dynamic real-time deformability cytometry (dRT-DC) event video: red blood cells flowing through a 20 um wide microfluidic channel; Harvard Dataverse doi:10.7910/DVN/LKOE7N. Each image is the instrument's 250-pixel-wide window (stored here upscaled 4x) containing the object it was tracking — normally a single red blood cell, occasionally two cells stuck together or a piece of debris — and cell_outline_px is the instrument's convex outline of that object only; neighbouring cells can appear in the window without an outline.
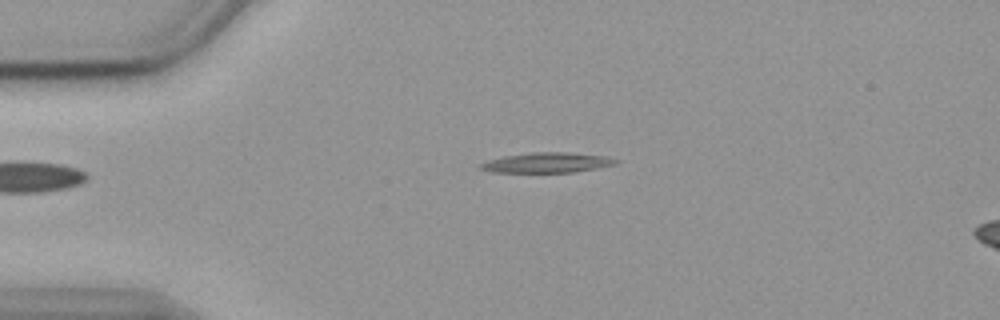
{"species": "common noctule bat (a hibernating species)", "species_latin": "Nyctalus noctula", "temperature_condition": "cold", "stored_images_in_passage": 41, "camera_frame_rate_fps": 3000, "um_per_image_px": 0.085, "animal": {"sex": "female", "body_mass_g": 19.9}, "frame": {"image": 1, "passage_image": 1, "time_ms": 0.0, "image_size_px": [1000, 320], "cell_outline_px": [[620, 160], [616, 164], [596, 168], [572, 172], [492, 172], [480, 168], [480, 164], [492, 160], [508, 156], [536, 152], [560, 152], [600, 156]], "centroid_in_image_um": [46.52, 13.84], "position_along_channel_um": 38.5, "area_um2": 15.14}}
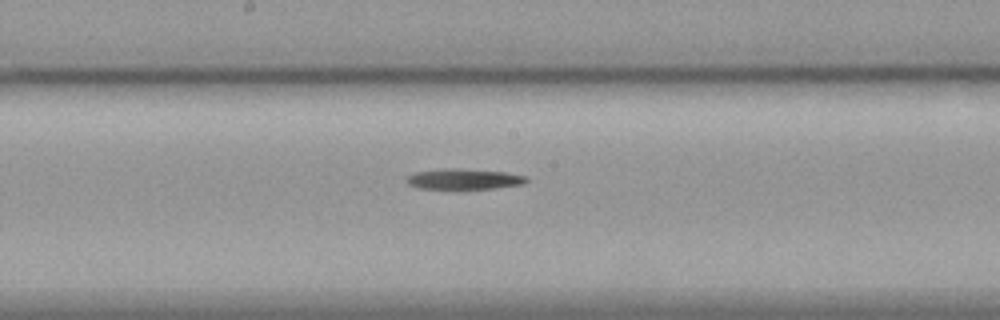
{"frame": {"image": 2, "passage_image": 18, "time_ms": 5.667, "image_size_px": [1000, 320], "cell_outline_px": [[528, 180], [524, 184], [492, 188], [420, 188], [408, 184], [404, 180], [408, 176], [416, 172], [444, 168], [460, 168], [504, 172], [524, 176]], "centroid_in_image_um": [39.4, 15.2], "position_along_channel_um": 208.8, "area_um2": 14.1}}
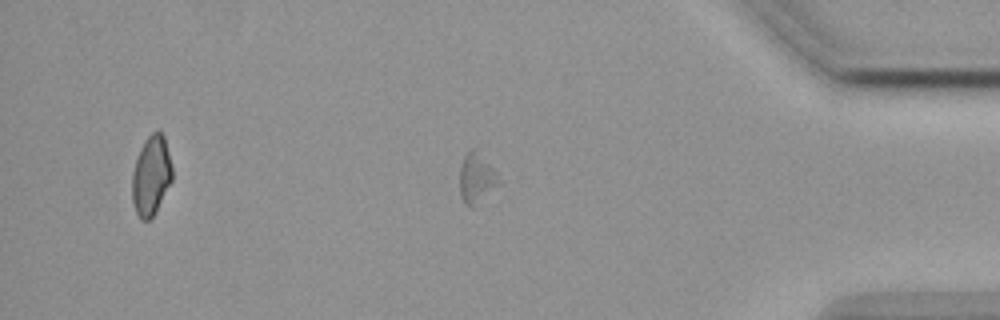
{"frame": {"image": 3, "passage_image": 36, "time_ms": 11.667, "image_size_px": [1000, 320], "cell_outline_px": [[496, 184], [472, 208], [464, 200], [460, 192], [460, 168], [464, 156], [472, 148], [476, 148], [496, 172]], "centroid_in_image_um": [40.45, 15.08], "position_along_channel_um": 394.8, "area_um2": 10.58}}